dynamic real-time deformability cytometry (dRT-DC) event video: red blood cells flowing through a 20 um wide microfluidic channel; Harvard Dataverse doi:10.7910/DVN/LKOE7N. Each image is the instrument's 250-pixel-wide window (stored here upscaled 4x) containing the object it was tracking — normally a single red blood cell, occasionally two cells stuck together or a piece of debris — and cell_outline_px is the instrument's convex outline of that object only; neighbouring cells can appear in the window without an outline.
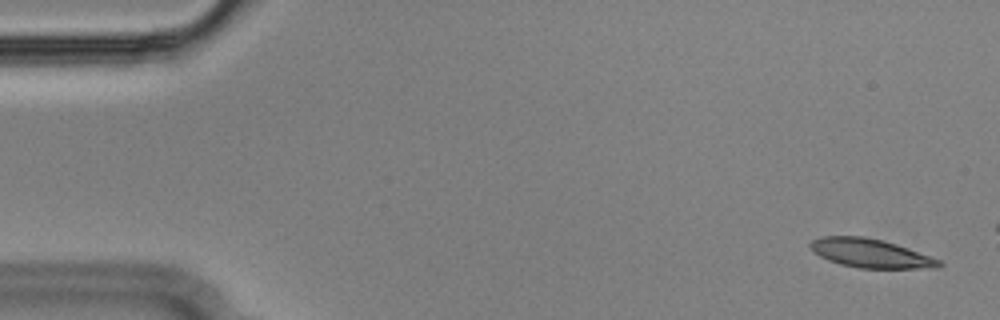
{"species": "Egyptian fruit bat (a non-hibernating species)", "species_latin": "Rousettus aegyptiacus", "temperature_condition": "cold", "stored_images_in_passage": 11, "camera_frame_rate_fps": 3000, "um_per_image_px": 0.085, "animal": {"sex": "male"}, "frame": {"image": 1, "passage_image": 2, "time_ms": 0.333, "image_size_px": [1000, 320], "cell_outline_px": [[944, 264], [940, 268], [856, 268], [840, 264], [828, 260], [820, 256], [808, 244], [812, 240], [820, 236], [864, 236], [884, 240], [908, 248], [940, 260]], "centroid_in_image_um": [74.01, 21.52], "position_along_channel_um": 11.0, "area_um2": 21.62}}